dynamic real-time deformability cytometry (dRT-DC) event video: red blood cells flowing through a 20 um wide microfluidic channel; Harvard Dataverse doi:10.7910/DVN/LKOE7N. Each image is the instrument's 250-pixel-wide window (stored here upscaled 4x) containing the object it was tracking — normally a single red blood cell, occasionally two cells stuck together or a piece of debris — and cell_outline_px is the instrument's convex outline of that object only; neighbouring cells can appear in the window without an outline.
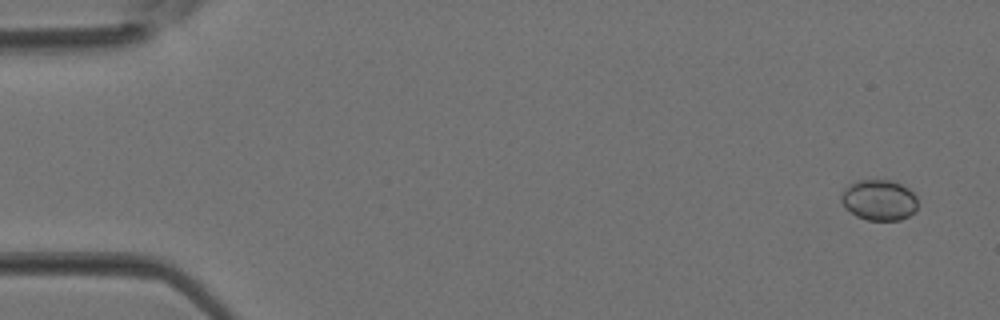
{"species": "Egyptian fruit bat (a non-hibernating species)", "species_latin": "Rousettus aegyptiacus", "temperature_condition": "room temperature", "stored_images_in_passage": 4, "camera_frame_rate_fps": 3000, "um_per_image_px": 0.085, "animal": {"sex": "female"}, "frame": {"image": 1, "passage_image": 1, "time_ms": 0.0, "image_size_px": [1000, 320], "cell_outline_px": [[916, 208], [908, 216], [900, 220], [868, 220], [856, 216], [844, 208], [840, 200], [840, 196], [844, 188], [848, 184], [856, 180], [896, 180], [908, 188], [916, 196]], "centroid_in_image_um": [74.67, 16.98], "position_along_channel_um": 10.3, "area_um2": 18.38}}
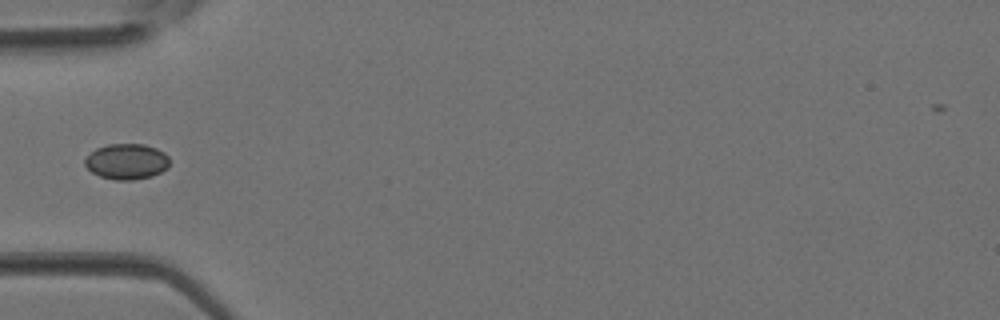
{"frame": {"image": 2, "passage_image": 4, "time_ms": 1.0, "image_size_px": [1000, 320], "cell_outline_px": [[168, 168], [152, 176], [132, 180], [116, 180], [100, 176], [92, 172], [84, 164], [84, 160], [96, 148], [108, 144], [144, 144], [156, 148], [164, 152], [168, 156]], "centroid_in_image_um": [10.77, 13.73], "position_along_channel_um": 74.2, "area_um2": 17.51}}